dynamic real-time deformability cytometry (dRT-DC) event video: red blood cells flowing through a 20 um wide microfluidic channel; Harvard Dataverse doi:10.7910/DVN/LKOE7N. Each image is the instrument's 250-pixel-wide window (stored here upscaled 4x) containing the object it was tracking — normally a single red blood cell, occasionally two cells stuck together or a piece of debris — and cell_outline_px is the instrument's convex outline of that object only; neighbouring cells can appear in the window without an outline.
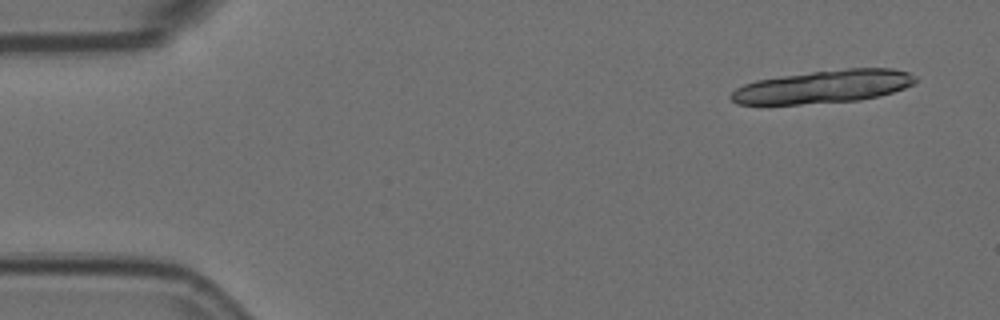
{"species": "Egyptian fruit bat (a non-hibernating species)", "species_latin": "Rousettus aegyptiacus", "temperature_condition": "room temperature", "stored_images_in_passage": 4, "segment_of_instrument_passage": [1, 2], "camera_frame_rate_fps": 3000, "um_per_image_px": 0.085, "animal": {"sex": "female"}, "frame": {"image": 1, "passage_image": 1, "time_ms": 0.0, "image_size_px": [1000, 320], "cell_outline_px": [[916, 80], [912, 84], [904, 88], [880, 96], [860, 100], [800, 104], [736, 104], [728, 96], [736, 88], [744, 84], [756, 80], [812, 72], [848, 68], [892, 68], [908, 72], [916, 76]], "centroid_in_image_um": [69.99, 7.37], "position_along_channel_um": 15.0, "area_um2": 35.2}}